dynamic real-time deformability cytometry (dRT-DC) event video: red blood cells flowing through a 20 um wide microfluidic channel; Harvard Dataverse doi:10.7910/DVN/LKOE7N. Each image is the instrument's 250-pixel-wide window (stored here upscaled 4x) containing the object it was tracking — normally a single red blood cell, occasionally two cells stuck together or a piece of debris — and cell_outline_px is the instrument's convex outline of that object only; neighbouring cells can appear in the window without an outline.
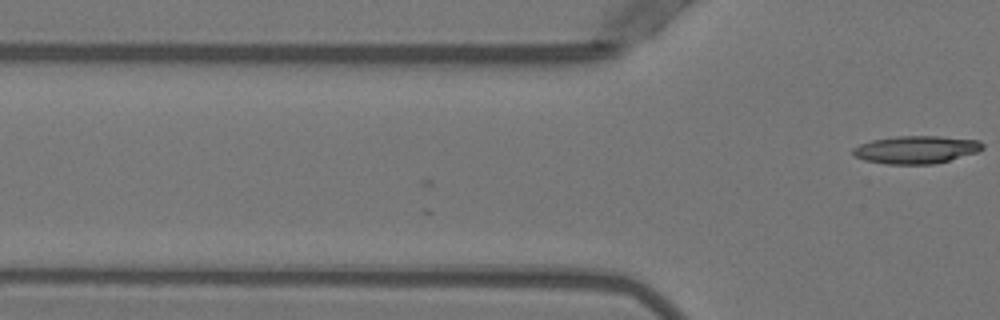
{"species": "Egyptian fruit bat (a non-hibernating species)", "species_latin": "Rousettus aegyptiacus", "temperature_condition": "warm", "stored_images_in_passage": 14, "camera_frame_rate_fps": 3000, "um_per_image_px": 0.085, "animal": {"sex": "female"}, "frame": {"image": 1, "passage_image": 14, "time_ms": 4.333, "image_size_px": [1000, 320], "cell_outline_px": [[984, 148], [976, 152], [936, 164], [884, 164], [864, 160], [856, 156], [852, 152], [852, 148], [860, 144], [872, 140], [896, 136], [940, 136], [980, 140], [984, 144]], "centroid_in_image_um": [77.88, 12.72], "position_along_channel_um": 47.9, "area_um2": 21.04}}